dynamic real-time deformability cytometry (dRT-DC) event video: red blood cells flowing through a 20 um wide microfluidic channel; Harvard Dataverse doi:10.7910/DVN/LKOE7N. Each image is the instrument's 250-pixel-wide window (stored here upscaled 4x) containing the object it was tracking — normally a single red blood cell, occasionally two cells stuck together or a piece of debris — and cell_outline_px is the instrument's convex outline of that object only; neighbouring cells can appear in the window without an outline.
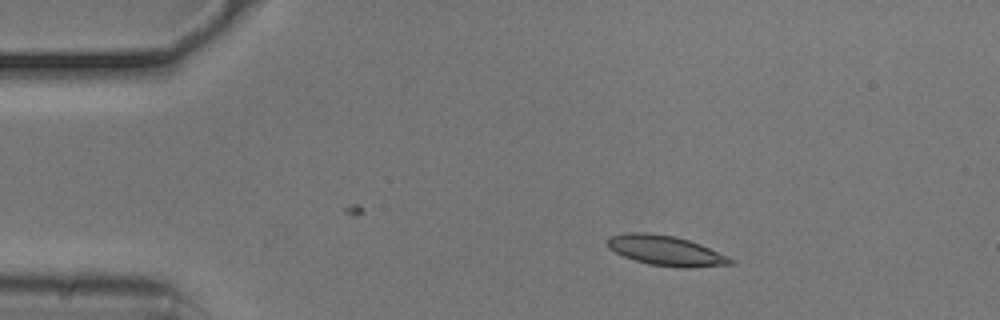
{"species": "common noctule bat (a hibernating species)", "species_latin": "Nyctalus noctula", "temperature_condition": "cold", "stored_images_in_passage": 6, "camera_frame_rate_fps": 3000, "um_per_image_px": 0.085, "animal": {"sex": "male", "body_mass_g": 20.5, "forearm_length_mm": 52.5}, "frame": {"image": 1, "passage_image": 1, "time_ms": 0.0, "image_size_px": [1000, 320], "cell_outline_px": [[736, 260], [732, 264], [688, 268], [680, 268], [648, 264], [624, 256], [608, 248], [608, 240], [612, 236], [628, 232], [644, 232], [676, 236], [700, 244], [728, 256]], "centroid_in_image_um": [56.63, 21.31], "position_along_channel_um": 28.4, "area_um2": 21.39}}